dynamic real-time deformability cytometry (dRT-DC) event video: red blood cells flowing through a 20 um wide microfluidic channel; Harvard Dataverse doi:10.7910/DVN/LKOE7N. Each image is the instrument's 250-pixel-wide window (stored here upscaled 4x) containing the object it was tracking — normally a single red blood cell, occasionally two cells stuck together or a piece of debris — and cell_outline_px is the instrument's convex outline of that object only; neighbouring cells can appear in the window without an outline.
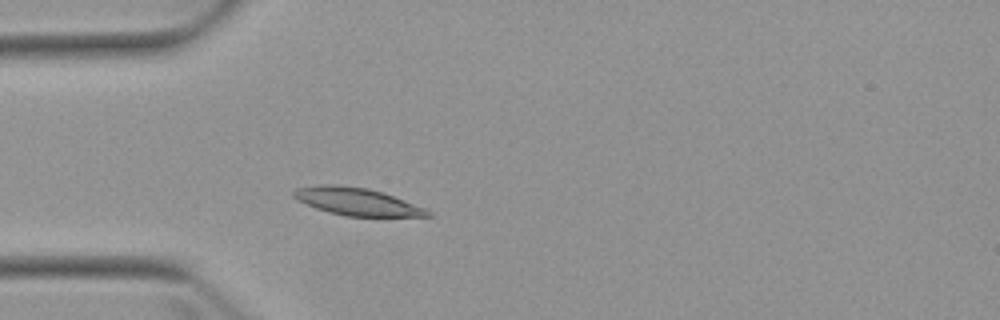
{"species": "Egyptian fruit bat (a non-hibernating species)", "species_latin": "Rousettus aegyptiacus", "temperature_condition": "warm", "stored_images_in_passage": 2, "camera_frame_rate_fps": 3000, "um_per_image_px": 0.085, "animal": {"sex": "female"}, "frame": {"image": 1, "passage_image": 2, "time_ms": 2.0, "image_size_px": [1000, 320], "cell_outline_px": [[436, 216], [380, 220], [344, 216], [328, 212], [316, 208], [296, 200], [292, 196], [292, 192], [296, 188], [320, 184], [332, 184], [368, 188], [392, 196], [424, 208], [432, 212]], "centroid_in_image_um": [30.43, 17.21], "position_along_channel_um": 54.6, "area_um2": 22.66}}